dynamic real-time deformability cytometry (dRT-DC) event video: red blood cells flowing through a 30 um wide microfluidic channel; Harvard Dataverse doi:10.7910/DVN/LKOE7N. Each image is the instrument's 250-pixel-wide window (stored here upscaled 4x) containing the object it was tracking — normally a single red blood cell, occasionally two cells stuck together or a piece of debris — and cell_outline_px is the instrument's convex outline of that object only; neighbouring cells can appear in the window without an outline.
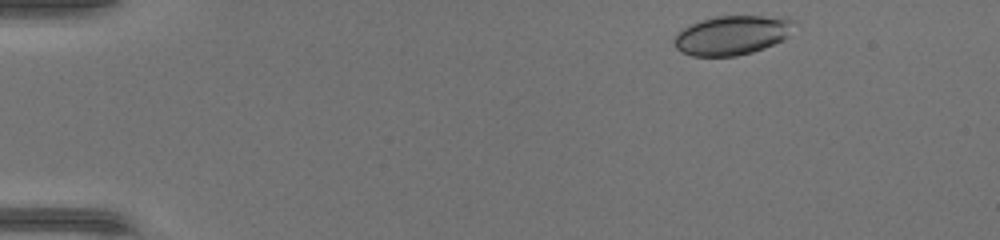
{"species": "common noctule bat (a hibernating species)", "species_latin": "Nyctalus noctula", "temperature_condition": "warm", "stored_images_in_passage": 11, "camera_frame_rate_fps": 3000, "um_per_image_px": 0.085, "animal": {"sex": "female", "body_mass_g": 17.0, "forearm_length_mm": 48.0}, "frame": {"image": 1, "passage_image": 2, "time_ms": 0.333, "image_size_px": [1000, 240], "cell_outline_px": [[796, 20], [788, 36], [764, 48], [752, 52], [736, 56], [692, 56], [676, 48], [672, 40], [684, 28], [692, 24], [716, 16], [784, 16]], "centroid_in_image_um": [62.26, 2.98], "position_along_channel_um": 22.7, "area_um2": 27.22}}